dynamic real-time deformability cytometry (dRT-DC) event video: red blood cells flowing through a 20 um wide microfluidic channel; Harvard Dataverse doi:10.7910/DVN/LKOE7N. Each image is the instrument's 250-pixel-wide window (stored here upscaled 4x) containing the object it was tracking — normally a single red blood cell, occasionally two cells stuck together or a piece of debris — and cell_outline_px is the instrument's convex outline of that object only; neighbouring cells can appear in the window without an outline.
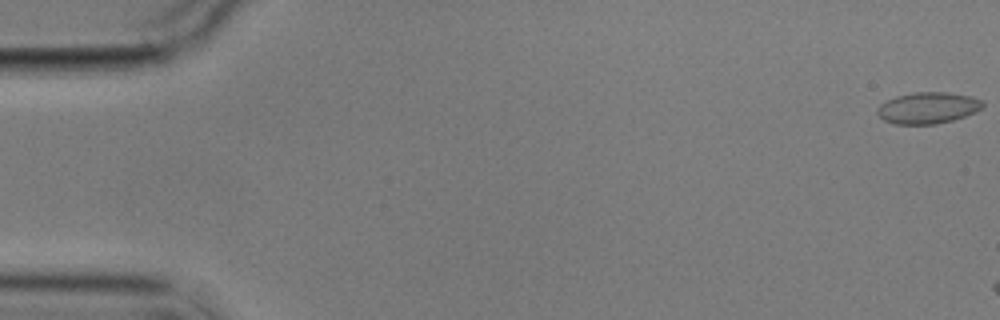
{"species": "common noctule bat (a hibernating species)", "species_latin": "Nyctalus noctula", "temperature_condition": "cold", "stored_images_in_passage": 3, "camera_frame_rate_fps": 3000, "um_per_image_px": 0.085, "animal": {"sex": "male", "body_mass_g": 17.9}, "frame": {"image": 1, "passage_image": 1, "time_ms": 0.0, "image_size_px": [1000, 320], "cell_outline_px": [[984, 108], [976, 112], [952, 120], [936, 124], [896, 124], [884, 120], [876, 112], [876, 108], [880, 104], [896, 96], [912, 92], [948, 92], [972, 96], [984, 100]], "centroid_in_image_um": [78.91, 9.16], "position_along_channel_um": 6.1, "area_um2": 19.48}}